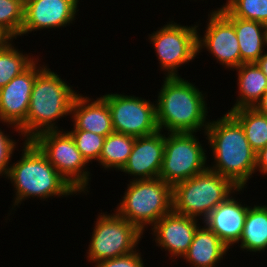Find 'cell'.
Listing matches in <instances>:
<instances>
[{"mask_svg": "<svg viewBox=\"0 0 267 267\" xmlns=\"http://www.w3.org/2000/svg\"><path fill=\"white\" fill-rule=\"evenodd\" d=\"M264 33H265V46L267 47V23L264 24Z\"/></svg>", "mask_w": 267, "mask_h": 267, "instance_id": "35", "label": "cell"}, {"mask_svg": "<svg viewBox=\"0 0 267 267\" xmlns=\"http://www.w3.org/2000/svg\"><path fill=\"white\" fill-rule=\"evenodd\" d=\"M135 138L118 132H112L106 136L97 161L99 165L107 171L114 169L118 172L121 171L132 152Z\"/></svg>", "mask_w": 267, "mask_h": 267, "instance_id": "23", "label": "cell"}, {"mask_svg": "<svg viewBox=\"0 0 267 267\" xmlns=\"http://www.w3.org/2000/svg\"><path fill=\"white\" fill-rule=\"evenodd\" d=\"M240 243V244H239ZM241 251L262 253L267 249V205L256 203L248 208L243 232L237 243Z\"/></svg>", "mask_w": 267, "mask_h": 267, "instance_id": "22", "label": "cell"}, {"mask_svg": "<svg viewBox=\"0 0 267 267\" xmlns=\"http://www.w3.org/2000/svg\"><path fill=\"white\" fill-rule=\"evenodd\" d=\"M139 248L129 254L96 262L94 267H145L144 259Z\"/></svg>", "mask_w": 267, "mask_h": 267, "instance_id": "30", "label": "cell"}, {"mask_svg": "<svg viewBox=\"0 0 267 267\" xmlns=\"http://www.w3.org/2000/svg\"><path fill=\"white\" fill-rule=\"evenodd\" d=\"M13 40H7L0 47V88L25 71L37 59L35 55L33 57V54L23 53L18 47L16 48Z\"/></svg>", "mask_w": 267, "mask_h": 267, "instance_id": "25", "label": "cell"}, {"mask_svg": "<svg viewBox=\"0 0 267 267\" xmlns=\"http://www.w3.org/2000/svg\"><path fill=\"white\" fill-rule=\"evenodd\" d=\"M12 137L11 134H5L0 128V176L4 178L7 177L10 163H12V157L14 156L15 150H17L15 148H18L16 140Z\"/></svg>", "mask_w": 267, "mask_h": 267, "instance_id": "29", "label": "cell"}, {"mask_svg": "<svg viewBox=\"0 0 267 267\" xmlns=\"http://www.w3.org/2000/svg\"><path fill=\"white\" fill-rule=\"evenodd\" d=\"M119 216L132 223L143 235L173 210L172 186L158 178L129 180L124 195L116 205Z\"/></svg>", "mask_w": 267, "mask_h": 267, "instance_id": "5", "label": "cell"}, {"mask_svg": "<svg viewBox=\"0 0 267 267\" xmlns=\"http://www.w3.org/2000/svg\"><path fill=\"white\" fill-rule=\"evenodd\" d=\"M80 0H29L24 4L21 37L35 31L60 29L73 24Z\"/></svg>", "mask_w": 267, "mask_h": 267, "instance_id": "14", "label": "cell"}, {"mask_svg": "<svg viewBox=\"0 0 267 267\" xmlns=\"http://www.w3.org/2000/svg\"><path fill=\"white\" fill-rule=\"evenodd\" d=\"M204 35L197 24V55L207 50L225 70L240 66V47L234 25L217 9L209 11Z\"/></svg>", "mask_w": 267, "mask_h": 267, "instance_id": "13", "label": "cell"}, {"mask_svg": "<svg viewBox=\"0 0 267 267\" xmlns=\"http://www.w3.org/2000/svg\"><path fill=\"white\" fill-rule=\"evenodd\" d=\"M72 130H85L102 136L114 132L107 102L101 97L78 94L72 104Z\"/></svg>", "mask_w": 267, "mask_h": 267, "instance_id": "18", "label": "cell"}, {"mask_svg": "<svg viewBox=\"0 0 267 267\" xmlns=\"http://www.w3.org/2000/svg\"><path fill=\"white\" fill-rule=\"evenodd\" d=\"M197 133H166L159 178L172 187L208 168L207 150Z\"/></svg>", "mask_w": 267, "mask_h": 267, "instance_id": "9", "label": "cell"}, {"mask_svg": "<svg viewBox=\"0 0 267 267\" xmlns=\"http://www.w3.org/2000/svg\"><path fill=\"white\" fill-rule=\"evenodd\" d=\"M69 84L51 71L47 63L36 75L26 116V140L44 131L61 130L58 122L60 118L71 116L73 101L79 94Z\"/></svg>", "mask_w": 267, "mask_h": 267, "instance_id": "4", "label": "cell"}, {"mask_svg": "<svg viewBox=\"0 0 267 267\" xmlns=\"http://www.w3.org/2000/svg\"><path fill=\"white\" fill-rule=\"evenodd\" d=\"M73 137L77 149L88 163L98 161L102 152L105 136L85 130L68 131Z\"/></svg>", "mask_w": 267, "mask_h": 267, "instance_id": "28", "label": "cell"}, {"mask_svg": "<svg viewBox=\"0 0 267 267\" xmlns=\"http://www.w3.org/2000/svg\"><path fill=\"white\" fill-rule=\"evenodd\" d=\"M24 3L21 0H0V31L9 39L21 37Z\"/></svg>", "mask_w": 267, "mask_h": 267, "instance_id": "26", "label": "cell"}, {"mask_svg": "<svg viewBox=\"0 0 267 267\" xmlns=\"http://www.w3.org/2000/svg\"><path fill=\"white\" fill-rule=\"evenodd\" d=\"M107 213H99L94 221L85 255L92 264L136 251L143 238V234L132 223L115 211Z\"/></svg>", "mask_w": 267, "mask_h": 267, "instance_id": "8", "label": "cell"}, {"mask_svg": "<svg viewBox=\"0 0 267 267\" xmlns=\"http://www.w3.org/2000/svg\"><path fill=\"white\" fill-rule=\"evenodd\" d=\"M236 189L228 178L207 168L172 187L173 211L203 221Z\"/></svg>", "mask_w": 267, "mask_h": 267, "instance_id": "6", "label": "cell"}, {"mask_svg": "<svg viewBox=\"0 0 267 267\" xmlns=\"http://www.w3.org/2000/svg\"><path fill=\"white\" fill-rule=\"evenodd\" d=\"M24 4L26 3V2H28L29 0H21Z\"/></svg>", "mask_w": 267, "mask_h": 267, "instance_id": "36", "label": "cell"}, {"mask_svg": "<svg viewBox=\"0 0 267 267\" xmlns=\"http://www.w3.org/2000/svg\"><path fill=\"white\" fill-rule=\"evenodd\" d=\"M256 64L259 66L264 75L267 77V51L258 59Z\"/></svg>", "mask_w": 267, "mask_h": 267, "instance_id": "33", "label": "cell"}, {"mask_svg": "<svg viewBox=\"0 0 267 267\" xmlns=\"http://www.w3.org/2000/svg\"><path fill=\"white\" fill-rule=\"evenodd\" d=\"M199 219L171 211L161 217L150 229L156 246L166 251L171 262L182 258L190 247L195 231L200 226ZM169 253V254H168ZM174 259V260H173ZM176 259V260H175Z\"/></svg>", "mask_w": 267, "mask_h": 267, "instance_id": "15", "label": "cell"}, {"mask_svg": "<svg viewBox=\"0 0 267 267\" xmlns=\"http://www.w3.org/2000/svg\"><path fill=\"white\" fill-rule=\"evenodd\" d=\"M218 10L234 25L240 47V65L256 63L266 52L264 24L233 17L225 8Z\"/></svg>", "mask_w": 267, "mask_h": 267, "instance_id": "20", "label": "cell"}, {"mask_svg": "<svg viewBox=\"0 0 267 267\" xmlns=\"http://www.w3.org/2000/svg\"><path fill=\"white\" fill-rule=\"evenodd\" d=\"M227 112L241 124L246 139L256 153L267 146V116L255 108H240Z\"/></svg>", "mask_w": 267, "mask_h": 267, "instance_id": "24", "label": "cell"}, {"mask_svg": "<svg viewBox=\"0 0 267 267\" xmlns=\"http://www.w3.org/2000/svg\"><path fill=\"white\" fill-rule=\"evenodd\" d=\"M244 189L237 188L218 204L202 222L200 221L213 231L229 249H232L239 242L250 207L245 202L242 203L238 197L235 198L236 195L244 192Z\"/></svg>", "mask_w": 267, "mask_h": 267, "instance_id": "16", "label": "cell"}, {"mask_svg": "<svg viewBox=\"0 0 267 267\" xmlns=\"http://www.w3.org/2000/svg\"><path fill=\"white\" fill-rule=\"evenodd\" d=\"M229 248L204 224L195 231L192 243L184 254L183 262L190 267H217Z\"/></svg>", "mask_w": 267, "mask_h": 267, "instance_id": "19", "label": "cell"}, {"mask_svg": "<svg viewBox=\"0 0 267 267\" xmlns=\"http://www.w3.org/2000/svg\"><path fill=\"white\" fill-rule=\"evenodd\" d=\"M222 8L233 17L267 23V0H226L217 10Z\"/></svg>", "mask_w": 267, "mask_h": 267, "instance_id": "27", "label": "cell"}, {"mask_svg": "<svg viewBox=\"0 0 267 267\" xmlns=\"http://www.w3.org/2000/svg\"><path fill=\"white\" fill-rule=\"evenodd\" d=\"M9 40V38L3 34L1 31H0V47L7 41Z\"/></svg>", "mask_w": 267, "mask_h": 267, "instance_id": "34", "label": "cell"}, {"mask_svg": "<svg viewBox=\"0 0 267 267\" xmlns=\"http://www.w3.org/2000/svg\"><path fill=\"white\" fill-rule=\"evenodd\" d=\"M257 171L263 176L267 175V146L256 153L255 173Z\"/></svg>", "mask_w": 267, "mask_h": 267, "instance_id": "31", "label": "cell"}, {"mask_svg": "<svg viewBox=\"0 0 267 267\" xmlns=\"http://www.w3.org/2000/svg\"><path fill=\"white\" fill-rule=\"evenodd\" d=\"M36 57L37 59L25 71L0 88V123L6 124L8 128L12 127L20 138L22 137V141H26V116L32 87L36 75L46 66L39 64L41 60Z\"/></svg>", "mask_w": 267, "mask_h": 267, "instance_id": "12", "label": "cell"}, {"mask_svg": "<svg viewBox=\"0 0 267 267\" xmlns=\"http://www.w3.org/2000/svg\"><path fill=\"white\" fill-rule=\"evenodd\" d=\"M31 141L79 194L90 192L92 173L88 170L89 163L77 149L68 129L44 131Z\"/></svg>", "mask_w": 267, "mask_h": 267, "instance_id": "7", "label": "cell"}, {"mask_svg": "<svg viewBox=\"0 0 267 267\" xmlns=\"http://www.w3.org/2000/svg\"><path fill=\"white\" fill-rule=\"evenodd\" d=\"M165 147V132L136 137L128 161L121 170L131 176L130 180L154 179L159 177Z\"/></svg>", "mask_w": 267, "mask_h": 267, "instance_id": "17", "label": "cell"}, {"mask_svg": "<svg viewBox=\"0 0 267 267\" xmlns=\"http://www.w3.org/2000/svg\"><path fill=\"white\" fill-rule=\"evenodd\" d=\"M259 113L267 116V91L263 94L261 100L254 107Z\"/></svg>", "mask_w": 267, "mask_h": 267, "instance_id": "32", "label": "cell"}, {"mask_svg": "<svg viewBox=\"0 0 267 267\" xmlns=\"http://www.w3.org/2000/svg\"><path fill=\"white\" fill-rule=\"evenodd\" d=\"M148 35L164 77H181L178 69L195 60L197 24L184 26L172 20ZM180 67V68H179Z\"/></svg>", "mask_w": 267, "mask_h": 267, "instance_id": "10", "label": "cell"}, {"mask_svg": "<svg viewBox=\"0 0 267 267\" xmlns=\"http://www.w3.org/2000/svg\"><path fill=\"white\" fill-rule=\"evenodd\" d=\"M211 151L208 168L228 178L237 188H247L255 174L256 152L251 148L241 124L229 113L210 120L205 133ZM207 136V137H206Z\"/></svg>", "mask_w": 267, "mask_h": 267, "instance_id": "1", "label": "cell"}, {"mask_svg": "<svg viewBox=\"0 0 267 267\" xmlns=\"http://www.w3.org/2000/svg\"><path fill=\"white\" fill-rule=\"evenodd\" d=\"M124 94L108 92L100 95L108 104L114 132L133 137H143L158 132L154 101Z\"/></svg>", "mask_w": 267, "mask_h": 267, "instance_id": "11", "label": "cell"}, {"mask_svg": "<svg viewBox=\"0 0 267 267\" xmlns=\"http://www.w3.org/2000/svg\"><path fill=\"white\" fill-rule=\"evenodd\" d=\"M155 99L159 131L205 133L208 120L207 92L182 77H163Z\"/></svg>", "mask_w": 267, "mask_h": 267, "instance_id": "2", "label": "cell"}, {"mask_svg": "<svg viewBox=\"0 0 267 267\" xmlns=\"http://www.w3.org/2000/svg\"><path fill=\"white\" fill-rule=\"evenodd\" d=\"M237 72L238 96L231 107L232 111L240 108H254L267 91V77L256 63H243Z\"/></svg>", "mask_w": 267, "mask_h": 267, "instance_id": "21", "label": "cell"}, {"mask_svg": "<svg viewBox=\"0 0 267 267\" xmlns=\"http://www.w3.org/2000/svg\"><path fill=\"white\" fill-rule=\"evenodd\" d=\"M22 144L21 156L11 163L6 177L15 193L9 212L31 197L48 201L50 197L67 198L79 194L31 140Z\"/></svg>", "mask_w": 267, "mask_h": 267, "instance_id": "3", "label": "cell"}]
</instances>
